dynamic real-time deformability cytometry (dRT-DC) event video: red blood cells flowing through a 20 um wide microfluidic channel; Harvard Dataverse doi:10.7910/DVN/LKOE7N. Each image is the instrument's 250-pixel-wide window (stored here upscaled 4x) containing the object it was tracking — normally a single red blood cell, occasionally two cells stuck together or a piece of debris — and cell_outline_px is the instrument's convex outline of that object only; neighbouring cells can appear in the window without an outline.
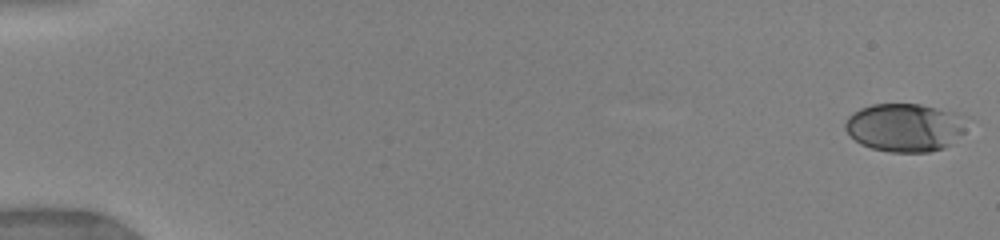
{"species": "human", "species_latin": "Homo sapiens", "temperature_condition": "warm", "stored_images_in_passage": 68, "camera_frame_rate_fps": 3000, "um_per_image_px": 0.085, "donor": {"sex": "female"}, "frame": {"image": 1, "passage_image": 1, "time_ms": 0.0, "image_size_px": [1000, 240], "cell_outline_px": [[964, 132], [944, 148], [928, 152], [888, 152], [872, 148], [860, 144], [844, 128], [844, 124], [848, 116], [852, 112], [860, 108], [872, 104], [920, 104], [952, 112], [964, 116]], "centroid_in_image_um": [76.87, 10.83], "position_along_channel_um": 8.1, "area_um2": 33.99}}
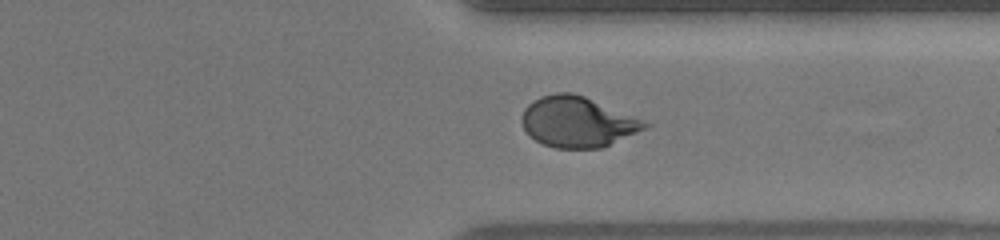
{"frame": {"image": 2, "passage_image": 55, "time_ms": 13.0, "image_size_px": [1000, 240], "cell_outline_px": [[652, 124], [636, 132], [600, 148], [556, 148], [544, 144], [536, 140], [524, 128], [520, 120], [520, 116], [524, 108], [528, 104], [540, 96], [556, 92], [572, 92], [584, 96]], "centroid_in_image_um": [49.02, 10.34], "position_along_channel_um": 362.4, "area_um2": 35.66}}
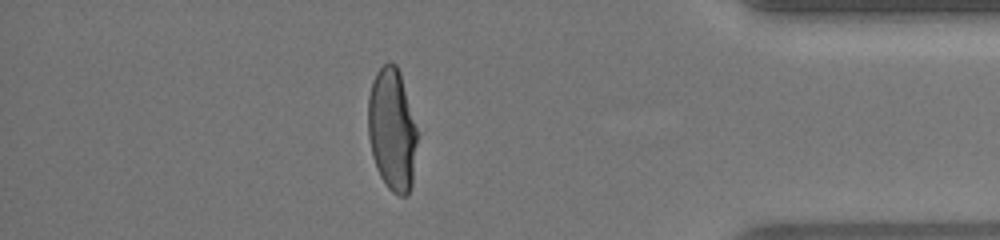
{"frame": {"image": 3, "passage_image": 60, "time_ms": 14.667, "image_size_px": [1000, 240], "cell_outline_px": [[420, 132], [412, 184], [408, 196], [400, 196], [392, 192], [388, 188], [380, 176], [376, 168], [372, 156], [368, 136], [368, 96], [372, 80], [376, 72], [388, 60], [396, 64], [400, 72]], "centroid_in_image_um": [33.36, 11.02], "position_along_channel_um": 401.8, "area_um2": 36.3}, "authors_computed_cell_mechanics": {"area_um2": 36.0961, "velocity_mm_per_s": 4.0364, "shape_relaxation_time_tau1_ms": 4.1665, "shape_relaxation_time_tau2_ms": null, "deformation_change_tau1": 0.2029, "deformation_change_tau2": null}}